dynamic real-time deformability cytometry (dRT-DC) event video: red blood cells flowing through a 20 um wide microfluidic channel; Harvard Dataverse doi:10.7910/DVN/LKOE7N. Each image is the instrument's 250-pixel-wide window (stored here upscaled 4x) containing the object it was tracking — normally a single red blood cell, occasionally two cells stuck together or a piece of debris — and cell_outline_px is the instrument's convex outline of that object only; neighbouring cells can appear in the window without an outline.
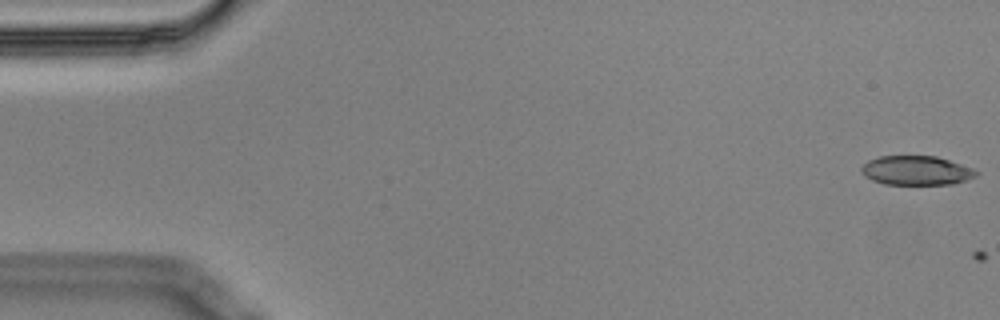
{"species": "Egyptian fruit bat (a non-hibernating species)", "species_latin": "Rousettus aegyptiacus", "temperature_condition": "cold", "stored_images_in_passage": 5, "camera_frame_rate_fps": 3000, "um_per_image_px": 0.085, "animal": {"sex": "male"}, "frame": {"image": 1, "passage_image": 1, "time_ms": 0.0, "image_size_px": [1000, 320], "cell_outline_px": [[980, 172], [976, 176], [968, 180], [952, 184], [884, 184], [872, 180], [864, 176], [860, 168], [868, 160], [880, 156], [936, 156], [972, 168]], "centroid_in_image_um": [77.89, 14.49], "position_along_channel_um": 7.1, "area_um2": 19.54}}